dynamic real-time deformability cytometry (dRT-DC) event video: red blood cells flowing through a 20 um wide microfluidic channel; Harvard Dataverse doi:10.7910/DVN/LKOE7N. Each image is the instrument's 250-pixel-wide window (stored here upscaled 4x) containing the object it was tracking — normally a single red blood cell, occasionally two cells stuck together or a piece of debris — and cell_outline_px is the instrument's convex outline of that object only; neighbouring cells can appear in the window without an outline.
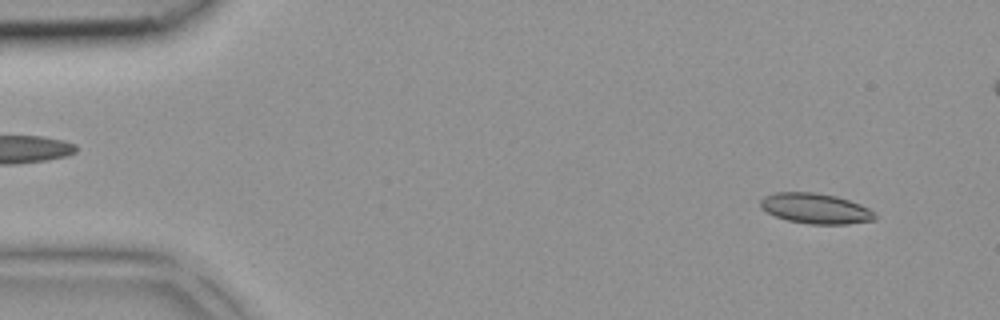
{"species": "common noctule bat (a hibernating species)", "species_latin": "Nyctalus noctula", "temperature_condition": "room temperature", "stored_images_in_passage": 42, "camera_frame_rate_fps": 3000, "um_per_image_px": 0.085, "animal": {"sex": "female", "body_mass_g": 18.4}, "frame": {"image": 1, "passage_image": 3, "time_ms": 0.667, "image_size_px": [1000, 320], "cell_outline_px": [[876, 220], [848, 224], [808, 224], [788, 220], [776, 216], [760, 208], [760, 200], [764, 196], [776, 192], [812, 192], [836, 196], [860, 204], [876, 212]], "centroid_in_image_um": [69.34, 17.72], "position_along_channel_um": 15.7, "area_um2": 20.29}}
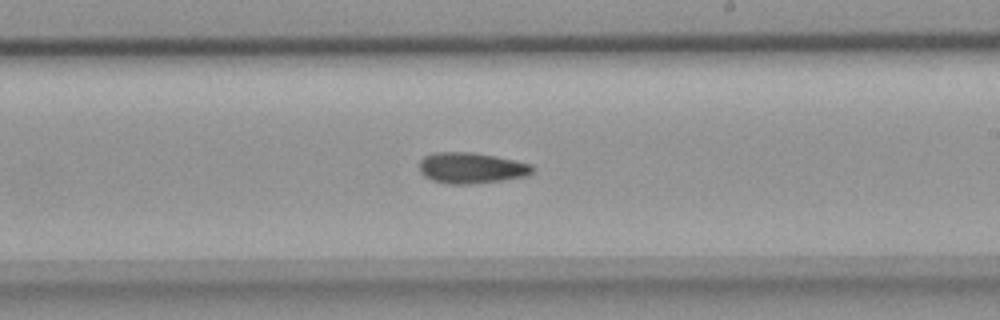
{"frame": {"image": 2, "passage_image": 24, "time_ms": 7.667, "image_size_px": [1000, 320], "cell_outline_px": [[536, 168], [528, 176], [500, 180], [468, 184], [448, 184], [432, 180], [424, 176], [420, 172], [420, 160], [424, 156], [436, 152], [476, 152], [496, 156], [532, 164]], "centroid_in_image_um": [40.07, 14.27], "position_along_channel_um": 248.9, "area_um2": 20.46}}
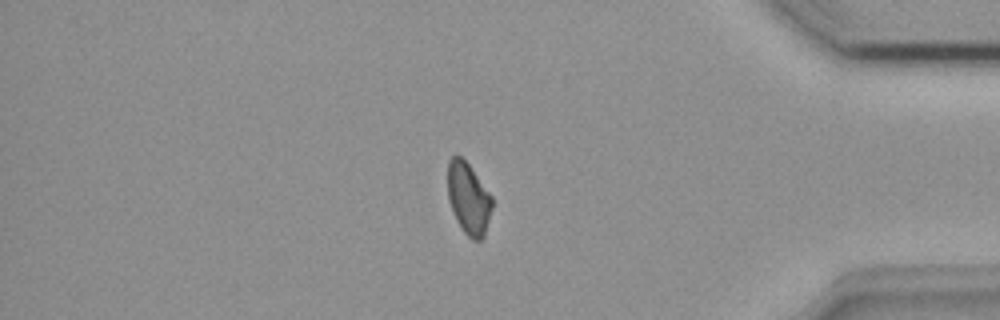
{"frame": {"image": 3, "passage_image": 35, "time_ms": 11.333, "image_size_px": [1000, 320], "cell_outline_px": [[492, 208], [484, 236], [480, 240], [472, 240], [464, 232], [456, 220], [452, 212], [448, 200], [448, 160], [452, 156], [460, 156], [468, 164], [492, 196]], "centroid_in_image_um": [39.81, 16.88], "position_along_channel_um": 395.4, "area_um2": 18.44}}